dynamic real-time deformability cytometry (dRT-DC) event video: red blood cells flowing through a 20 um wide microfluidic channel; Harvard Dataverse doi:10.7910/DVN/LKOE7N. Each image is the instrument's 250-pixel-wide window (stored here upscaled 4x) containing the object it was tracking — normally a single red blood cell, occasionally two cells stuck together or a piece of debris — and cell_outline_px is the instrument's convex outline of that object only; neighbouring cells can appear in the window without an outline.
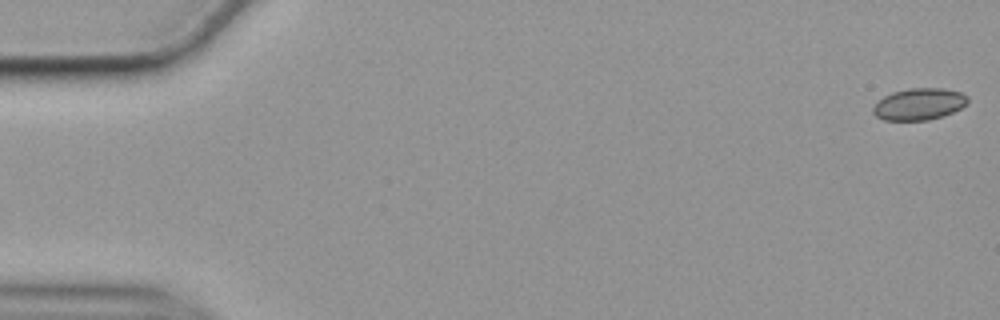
{"species": "common noctule bat (a hibernating species)", "species_latin": "Nyctalus noctula", "temperature_condition": "cold", "stored_images_in_passage": 15, "camera_frame_rate_fps": 3000, "um_per_image_px": 0.085, "animal": {"sex": "female", "body_mass_g": 19.9}, "frame": {"image": 1, "passage_image": 1, "time_ms": 0.0, "image_size_px": [1000, 320], "cell_outline_px": [[968, 104], [944, 116], [928, 120], [884, 120], [876, 116], [872, 112], [872, 108], [884, 96], [892, 92], [908, 88], [944, 88], [960, 92], [968, 96]], "centroid_in_image_um": [78.14, 8.84], "position_along_channel_um": 6.9, "area_um2": 17.57}}
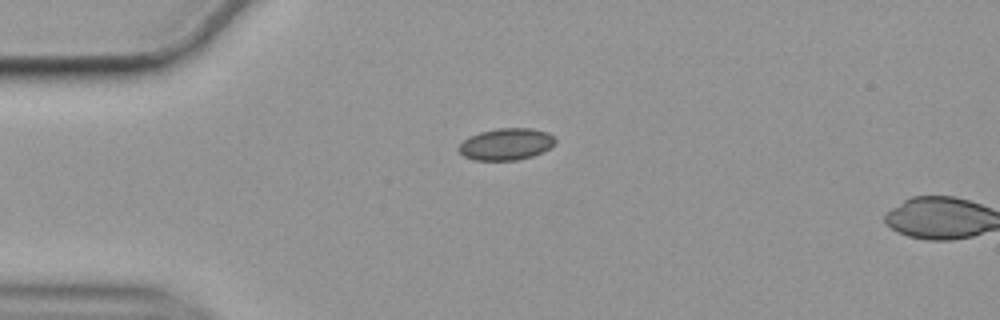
{"frame": {"image": 2, "passage_image": 14, "time_ms": 4.333, "image_size_px": [1000, 320], "cell_outline_px": [[556, 144], [532, 156], [516, 160], [472, 160], [464, 156], [456, 148], [468, 136], [480, 132], [496, 128], [532, 128], [548, 132], [556, 136]], "centroid_in_image_um": [43.02, 12.24], "position_along_channel_um": 42.0, "area_um2": 18.03}}